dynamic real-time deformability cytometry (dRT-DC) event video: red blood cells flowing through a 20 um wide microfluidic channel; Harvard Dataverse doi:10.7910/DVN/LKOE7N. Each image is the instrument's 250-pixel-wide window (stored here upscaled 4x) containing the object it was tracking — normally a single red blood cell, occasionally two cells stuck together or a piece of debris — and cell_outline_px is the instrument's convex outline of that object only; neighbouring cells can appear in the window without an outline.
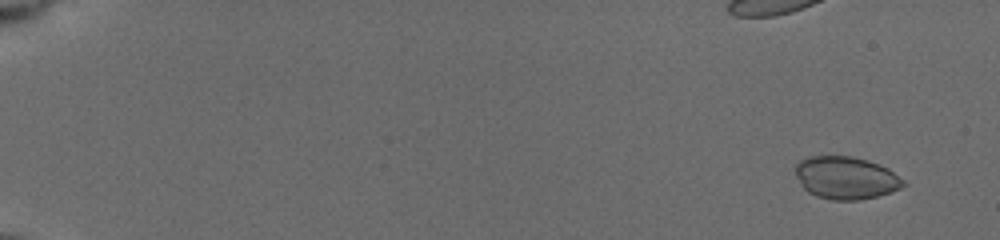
{"species": "common noctule bat (a hibernating species)", "species_latin": "Nyctalus noctula", "temperature_condition": "cold", "stored_images_in_passage": 7, "camera_frame_rate_fps": 3000, "um_per_image_px": 0.085, "animal": {"sex": "female", "body_mass_g": 19.5, "forearm_length_mm": 54.1}, "frame": {"image": 1, "passage_image": 2, "time_ms": 1.0, "image_size_px": [1000, 240], "cell_outline_px": [[908, 184], [892, 192], [880, 196], [860, 200], [832, 200], [816, 196], [808, 192], [800, 184], [796, 176], [796, 164], [800, 160], [812, 156], [852, 156], [880, 164], [888, 168], [904, 180]], "centroid_in_image_um": [71.93, 15.13], "position_along_channel_um": 13.1, "area_um2": 26.99}}